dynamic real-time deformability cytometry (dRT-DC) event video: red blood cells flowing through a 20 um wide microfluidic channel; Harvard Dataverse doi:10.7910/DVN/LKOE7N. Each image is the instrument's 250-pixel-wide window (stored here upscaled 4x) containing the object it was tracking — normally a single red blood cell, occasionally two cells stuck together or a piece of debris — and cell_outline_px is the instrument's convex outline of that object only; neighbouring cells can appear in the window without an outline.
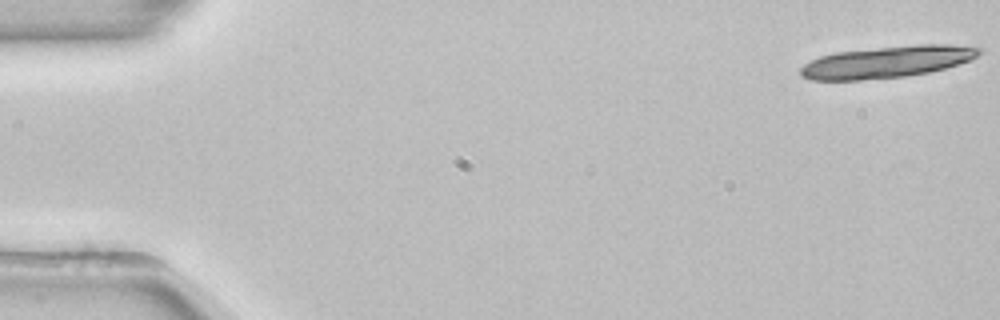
{"species": "common noctule bat (a hibernating species)", "species_latin": "Nyctalus noctula", "temperature_condition": "room temperature", "stored_images_in_passage": 20, "camera_frame_rate_fps": 3000, "um_per_image_px": 0.085, "animal": {"sex": "female", "body_mass_g": 22.7, "forearm_length_mm": 54.2}, "frame": {"image": 1, "passage_image": 1, "time_ms": 0.0, "image_size_px": [1000, 320], "cell_outline_px": [[980, 52], [972, 60], [960, 64], [928, 72], [904, 76], [860, 80], [808, 80], [800, 76], [800, 68], [804, 64], [820, 56], [836, 52], [916, 44], [948, 44], [980, 48]], "centroid_in_image_um": [75.36, 5.26], "position_along_channel_um": 9.6, "area_um2": 32.89}}